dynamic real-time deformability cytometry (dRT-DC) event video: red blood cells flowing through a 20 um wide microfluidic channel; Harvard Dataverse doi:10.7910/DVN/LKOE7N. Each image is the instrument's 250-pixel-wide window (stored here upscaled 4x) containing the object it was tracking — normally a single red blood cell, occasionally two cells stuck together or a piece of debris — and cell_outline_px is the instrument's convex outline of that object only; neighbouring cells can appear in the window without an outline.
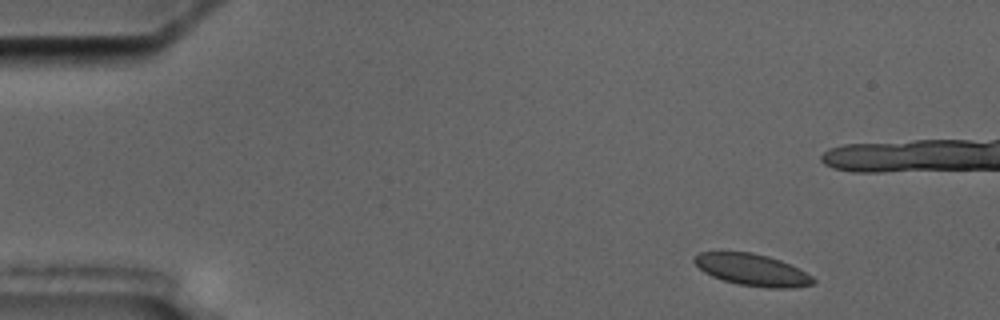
{"species": "common noctule bat (a hibernating species)", "species_latin": "Nyctalus noctula", "temperature_condition": "cold", "stored_images_in_passage": 5, "camera_frame_rate_fps": 3000, "um_per_image_px": 0.085, "animal": {"sex": "male", "body_mass_g": 17.5, "forearm_length_mm": 52.3}, "frame": {"image": 1, "passage_image": 1, "time_ms": 0.0, "image_size_px": [1000, 320], "cell_outline_px": [[816, 284], [792, 288], [768, 288], [736, 284], [712, 276], [704, 272], [692, 260], [692, 256], [700, 252], [752, 252], [768, 256], [780, 260], [812, 276], [816, 280]], "centroid_in_image_um": [63.93, 22.94], "position_along_channel_um": 21.1, "area_um2": 22.02}}